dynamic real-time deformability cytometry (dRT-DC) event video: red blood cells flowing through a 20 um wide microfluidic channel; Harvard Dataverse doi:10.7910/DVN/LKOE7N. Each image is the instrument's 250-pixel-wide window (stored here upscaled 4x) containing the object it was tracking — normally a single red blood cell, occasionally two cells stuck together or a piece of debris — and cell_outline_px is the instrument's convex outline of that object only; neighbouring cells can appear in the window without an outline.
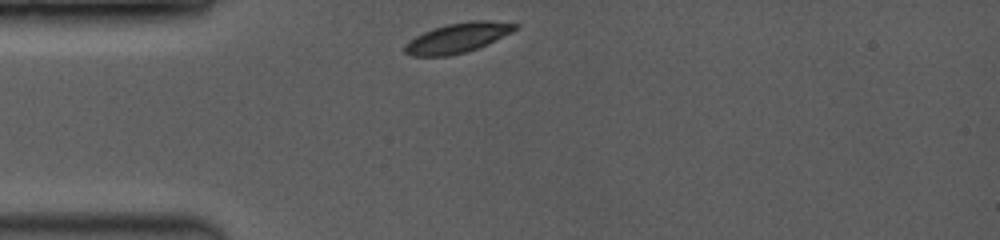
{"species": "common noctule bat (a hibernating species)", "species_latin": "Nyctalus noctula", "temperature_condition": "room temperature", "stored_images_in_passage": 25, "camera_frame_rate_fps": 3500, "um_per_image_px": 0.085, "animal": {"sex": "female", "body_mass_g": 19.0, "forearm_length_mm": 53.3}, "frame": {"image": 1, "passage_image": 1, "time_ms": 0.0, "image_size_px": [1000, 240], "cell_outline_px": [[520, 28], [512, 32], [476, 48], [464, 52], [444, 56], [412, 56], [404, 52], [404, 48], [408, 40], [432, 28], [448, 24], [472, 20], [488, 20], [520, 24]], "centroid_in_image_um": [38.9, 3.2], "position_along_channel_um": 46.1, "area_um2": 18.96}}
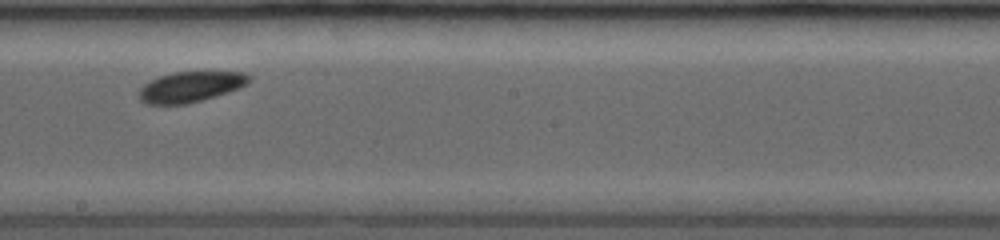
{"frame": {"image": 2, "passage_image": 16, "time_ms": 5.143, "image_size_px": [1000, 240], "cell_outline_px": [[252, 80], [248, 84], [240, 88], [228, 92], [188, 104], [144, 104], [140, 100], [140, 88], [144, 84], [160, 76], [172, 72], [244, 72], [252, 76]], "centroid_in_image_um": [16.24, 7.37], "position_along_channel_um": 232.0, "area_um2": 19.59}}
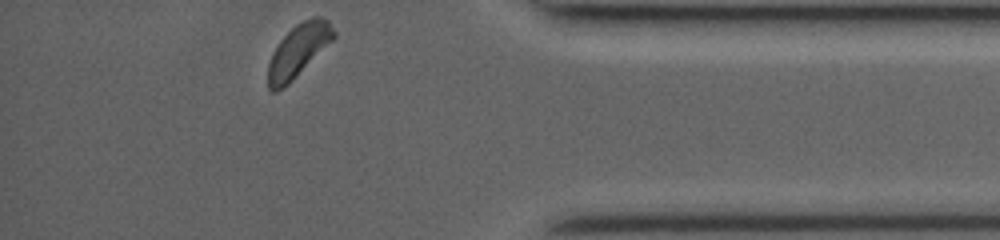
{"frame": {"image": 3, "passage_image": 25, "time_ms": 10.0, "image_size_px": [1000, 240], "cell_outline_px": [[336, 36], [284, 88], [276, 92], [272, 92], [268, 88], [268, 64], [272, 52], [280, 40], [296, 24], [312, 16], [320, 16], [328, 20], [336, 32]], "centroid_in_image_um": [25.34, 4.29], "position_along_channel_um": 409.9, "area_um2": 19.94}, "authors_computed_cell_mechanics": {"area_um2": 19.7676, "velocity_mm_per_s": 3.9523, "shape_relaxation_time_tau1_ms": 3.7993, "shape_relaxation_time_tau2_ms": null, "deformation_change_tau1": 0.1371, "deformation_change_tau2": null}}